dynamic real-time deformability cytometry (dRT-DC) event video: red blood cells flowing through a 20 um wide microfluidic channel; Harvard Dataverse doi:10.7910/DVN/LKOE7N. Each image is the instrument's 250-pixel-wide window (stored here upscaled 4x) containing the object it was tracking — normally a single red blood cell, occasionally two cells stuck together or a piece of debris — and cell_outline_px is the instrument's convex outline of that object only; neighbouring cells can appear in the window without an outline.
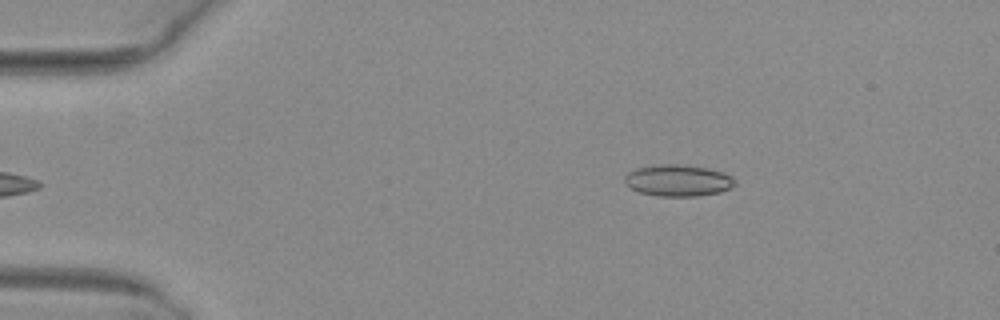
{"species": "common noctule bat (a hibernating species)", "species_latin": "Nyctalus noctula", "temperature_condition": "warm", "stored_images_in_passage": 4, "camera_frame_rate_fps": 3000, "um_per_image_px": 0.085, "animal": {"sex": "female", "body_mass_g": 29.2, "forearm_length_mm": 56.3}, "frame": {"image": 1, "passage_image": 4, "time_ms": 1.0, "image_size_px": [1000, 320], "cell_outline_px": [[736, 184], [732, 188], [720, 192], [696, 196], [656, 196], [640, 192], [632, 188], [624, 180], [624, 176], [628, 172], [636, 168], [660, 164], [676, 164], [708, 168], [732, 176], [736, 180]], "centroid_in_image_um": [57.66, 15.34], "position_along_channel_um": 27.3, "area_um2": 20.23}}